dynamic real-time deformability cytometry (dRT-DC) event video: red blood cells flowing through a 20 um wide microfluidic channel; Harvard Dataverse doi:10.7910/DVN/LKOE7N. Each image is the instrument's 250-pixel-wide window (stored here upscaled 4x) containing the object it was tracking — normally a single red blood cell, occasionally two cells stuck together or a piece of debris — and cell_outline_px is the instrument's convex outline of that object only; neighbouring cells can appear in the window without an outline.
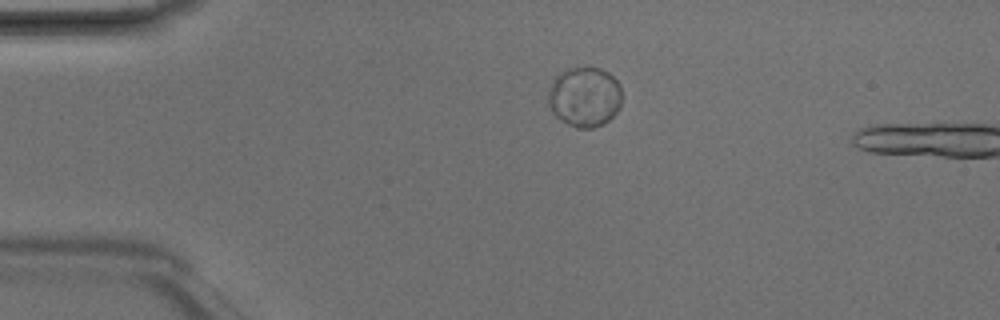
{"species": "Egyptian fruit bat (a non-hibernating species)", "species_latin": "Rousettus aegyptiacus", "temperature_condition": "room temperature", "stored_images_in_passage": 4, "camera_frame_rate_fps": 3000, "um_per_image_px": 0.085, "animal": {"sex": "male"}, "frame": {"image": 1, "passage_image": 3, "time_ms": 0.667, "image_size_px": [1000, 320], "cell_outline_px": [[620, 108], [604, 124], [592, 128], [576, 128], [568, 124], [556, 116], [552, 112], [548, 104], [548, 92], [556, 76], [568, 68], [600, 68], [608, 72], [620, 84]], "centroid_in_image_um": [49.69, 8.25], "position_along_channel_um": 35.3, "area_um2": 25.61}}